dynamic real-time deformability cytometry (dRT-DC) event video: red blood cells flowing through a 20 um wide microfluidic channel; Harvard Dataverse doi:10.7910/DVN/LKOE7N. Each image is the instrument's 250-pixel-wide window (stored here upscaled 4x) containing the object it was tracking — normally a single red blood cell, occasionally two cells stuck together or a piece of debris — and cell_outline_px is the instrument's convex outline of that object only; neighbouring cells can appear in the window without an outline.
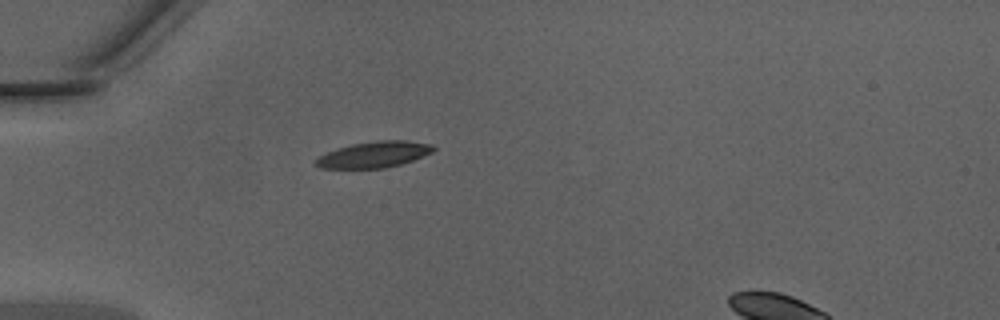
{"species": "Egyptian fruit bat (a non-hibernating species)", "species_latin": "Rousettus aegyptiacus", "temperature_condition": "warm", "stored_images_in_passage": 33, "camera_frame_rate_fps": 3000, "um_per_image_px": 0.085, "animal": {"sex": "male"}, "frame": {"image": 1, "passage_image": 1, "time_ms": 0.0, "image_size_px": [1000, 320], "cell_outline_px": [[436, 148], [432, 152], [412, 160], [400, 164], [384, 168], [320, 168], [312, 164], [312, 160], [328, 152], [352, 144], [376, 140], [404, 140], [432, 144]], "centroid_in_image_um": [31.76, 13.14], "position_along_channel_um": 53.2, "area_um2": 17.8}}
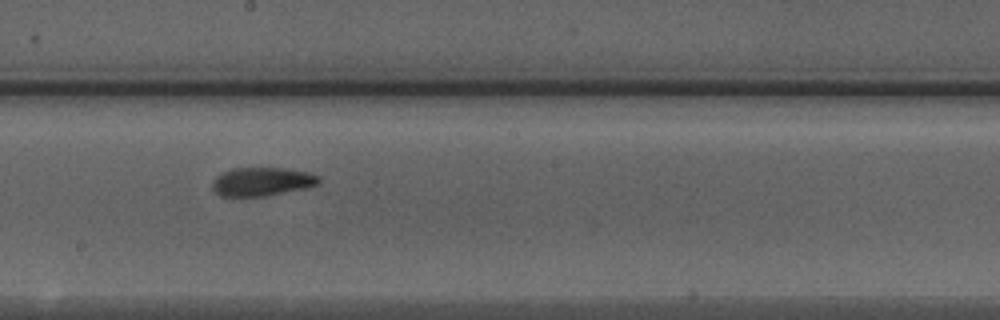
{"frame": {"image": 2, "passage_image": 14, "time_ms": 4.333, "image_size_px": [1000, 320], "cell_outline_px": [[320, 184], [308, 188], [264, 196], [220, 196], [212, 188], [212, 180], [216, 176], [232, 168], [284, 168], [308, 172], [320, 176]], "centroid_in_image_um": [22.29, 15.44], "position_along_channel_um": 225.9, "area_um2": 17.86}}
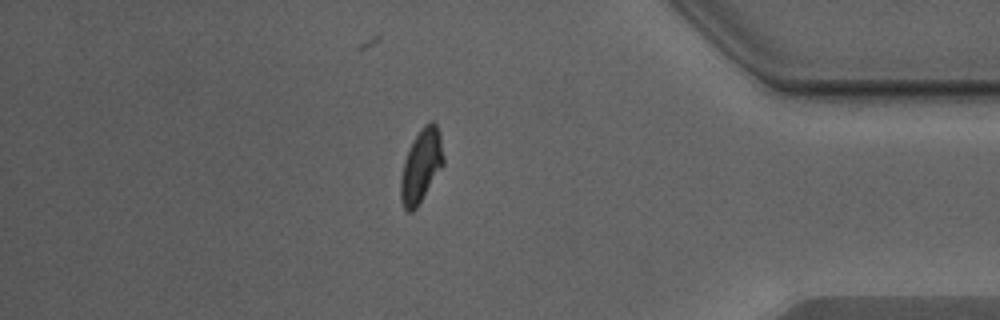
{"frame": {"image": 3, "passage_image": 28, "time_ms": 9.0, "image_size_px": [1000, 320], "cell_outline_px": [[444, 164], [416, 208], [412, 212], [408, 212], [404, 208], [400, 200], [400, 176], [404, 160], [420, 128], [428, 120], [432, 120], [436, 124], [440, 132], [444, 156]], "centroid_in_image_um": [35.8, 14.08], "position_along_channel_um": 399.4, "area_um2": 18.26}}